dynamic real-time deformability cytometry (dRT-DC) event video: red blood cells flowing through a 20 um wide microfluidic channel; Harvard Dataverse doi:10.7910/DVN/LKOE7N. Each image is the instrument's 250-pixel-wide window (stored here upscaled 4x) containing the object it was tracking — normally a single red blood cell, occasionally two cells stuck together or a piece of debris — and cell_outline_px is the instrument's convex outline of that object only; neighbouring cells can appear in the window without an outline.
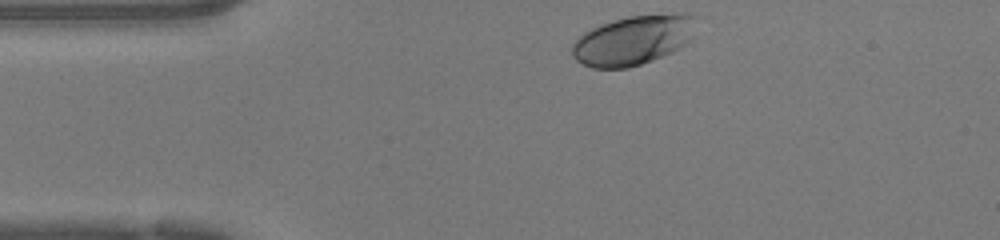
{"species": "human", "species_latin": "Homo sapiens", "temperature_condition": "warm", "stored_images_in_passage": 31, "camera_frame_rate_fps": 3000, "um_per_image_px": 0.085, "donor": {"sex": "female"}, "frame": {"image": 1, "passage_image": 1, "time_ms": 0.0, "image_size_px": [1000, 240], "cell_outline_px": [[700, 16], [688, 40], [680, 48], [672, 52], [652, 60], [628, 68], [592, 68], [576, 60], [572, 56], [572, 44], [584, 32], [600, 24], [612, 20], [628, 16], [676, 12], [688, 12]], "centroid_in_image_um": [53.86, 3.37], "position_along_channel_um": 31.1, "area_um2": 36.18}}
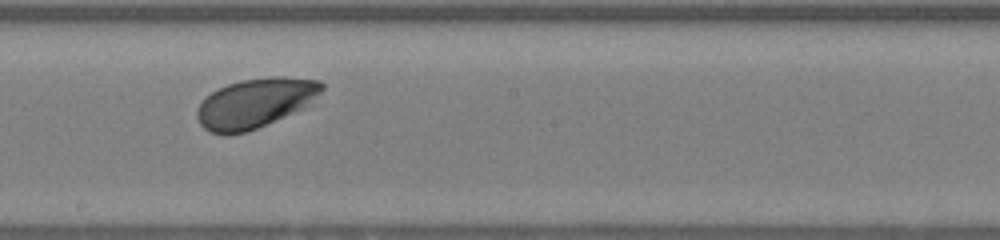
{"frame": {"image": 2, "passage_image": 18, "time_ms": 5.667, "image_size_px": [1000, 240], "cell_outline_px": [[324, 88], [320, 92], [300, 108], [292, 112], [256, 128], [244, 132], [224, 136], [208, 132], [200, 124], [196, 116], [196, 112], [200, 104], [212, 92], [228, 84], [240, 80], [272, 76], [284, 76], [320, 80], [324, 84]], "centroid_in_image_um": [21.64, 8.75], "position_along_channel_um": 226.6, "area_um2": 35.43}}
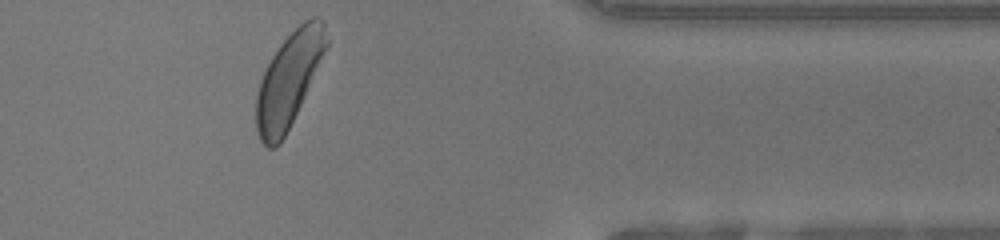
{"frame": {"image": 3, "passage_image": 31, "time_ms": 10.0, "image_size_px": [1000, 240], "cell_outline_px": [[328, 44], [304, 96], [280, 144], [276, 148], [268, 148], [260, 140], [256, 132], [256, 96], [260, 80], [272, 56], [280, 44], [304, 20], [312, 16], [316, 16], [324, 20], [328, 40]], "centroid_in_image_um": [24.53, 6.77], "position_along_channel_um": 386.9, "area_um2": 37.69}, "authors_computed_cell_mechanics": {"area_um2": 35.8938, "velocity_mm_per_s": 4.2134, "shape_relaxation_time_tau1_ms": 1.71, "shape_relaxation_time_tau2_ms": null, "deformation_change_tau1": 0.1175, "deformation_change_tau2": null}}